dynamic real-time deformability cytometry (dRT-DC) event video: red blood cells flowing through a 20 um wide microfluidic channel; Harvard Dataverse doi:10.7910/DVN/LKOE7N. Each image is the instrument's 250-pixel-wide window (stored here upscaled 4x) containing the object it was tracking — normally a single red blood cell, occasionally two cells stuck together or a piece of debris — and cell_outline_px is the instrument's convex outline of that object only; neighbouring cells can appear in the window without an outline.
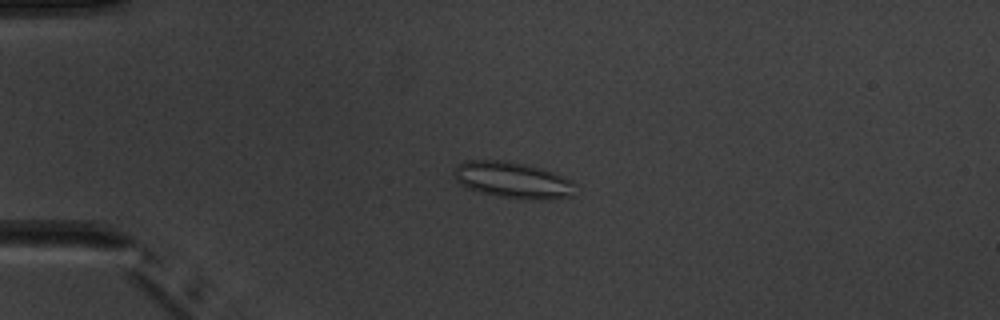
{"species": "common noctule bat (a hibernating species)", "species_latin": "Nyctalus noctula", "temperature_condition": "warm", "stored_images_in_passage": 4, "camera_frame_rate_fps": 3000, "um_per_image_px": 0.085, "animal": {"sex": "male", "body_mass_g": 20.1, "forearm_length_mm": 53.5}, "frame": {"image": 1, "passage_image": 3, "time_ms": 2.333, "image_size_px": [1000, 320], "cell_outline_px": [[580, 184], [572, 196], [548, 200], [528, 200], [496, 196], [480, 192], [468, 188], [460, 184], [456, 180], [456, 164], [468, 160], [508, 160], [544, 168], [556, 172]], "centroid_in_image_um": [43.7, 15.31], "position_along_channel_um": 41.3, "area_um2": 26.36}}